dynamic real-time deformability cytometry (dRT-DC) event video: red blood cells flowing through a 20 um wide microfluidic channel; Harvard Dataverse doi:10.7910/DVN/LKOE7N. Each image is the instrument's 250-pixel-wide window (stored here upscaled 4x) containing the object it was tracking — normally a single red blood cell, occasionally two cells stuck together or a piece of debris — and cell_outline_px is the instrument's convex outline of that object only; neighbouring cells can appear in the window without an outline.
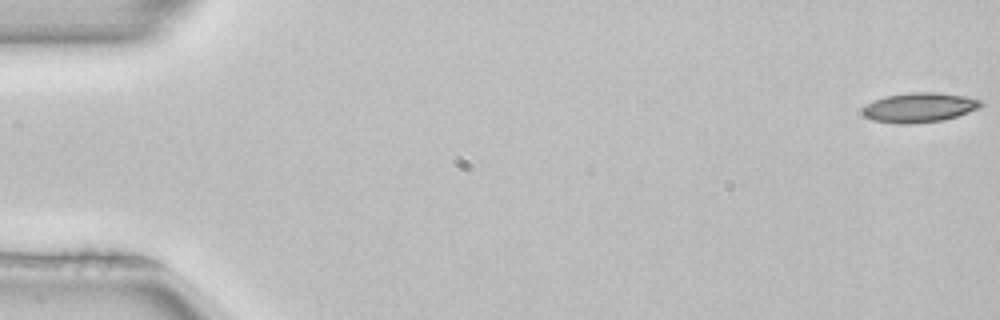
{"species": "common noctule bat (a hibernating species)", "species_latin": "Nyctalus noctula", "temperature_condition": "room temperature", "stored_images_in_passage": 52, "camera_frame_rate_fps": 3000, "um_per_image_px": 0.085, "animal": {"sex": "female", "body_mass_g": 22.7, "forearm_length_mm": 54.2}, "frame": {"image": 1, "passage_image": 1, "time_ms": 0.0, "image_size_px": [1000, 320], "cell_outline_px": [[984, 104], [980, 108], [944, 120], [908, 124], [896, 124], [872, 120], [864, 116], [860, 112], [868, 104], [884, 96], [916, 92], [936, 92], [964, 96], [980, 100]], "centroid_in_image_um": [78.14, 9.15], "position_along_channel_um": 6.9, "area_um2": 20.35}}
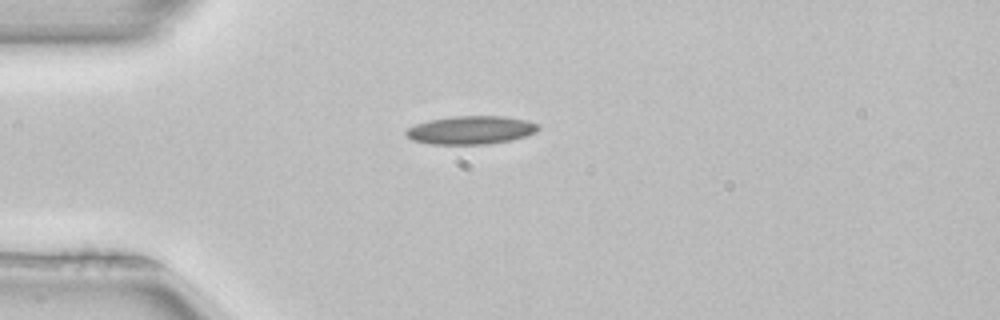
{"frame": {"image": 2, "passage_image": 14, "time_ms": 4.333, "image_size_px": [1000, 320], "cell_outline_px": [[540, 128], [536, 132], [512, 140], [488, 144], [432, 144], [412, 140], [404, 132], [408, 128], [416, 124], [428, 120], [452, 116], [500, 116], [524, 120], [540, 124]], "centroid_in_image_um": [40.02, 11.05], "position_along_channel_um": 45.0, "area_um2": 21.73}}
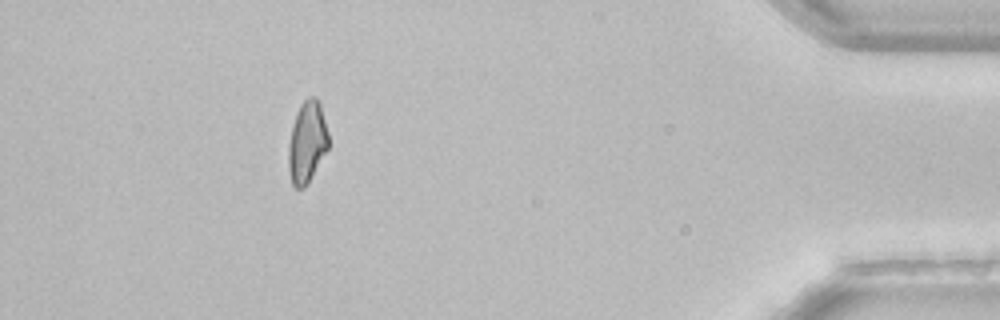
{"frame": {"image": 3, "passage_image": 47, "time_ms": 15.333, "image_size_px": [1000, 320], "cell_outline_px": [[328, 148], [308, 184], [304, 188], [296, 188], [292, 184], [288, 168], [288, 144], [296, 112], [300, 104], [308, 96], [316, 96], [320, 104], [328, 132]], "centroid_in_image_um": [26.09, 12.08], "position_along_channel_um": 409.1, "area_um2": 19.13}, "authors_computed_cell_mechanics": {"area_um2": 20.1722, "velocity_mm_per_s": 4.0043, "shape_relaxation_time_tau1_ms": 8.8187, "shape_relaxation_time_tau2_ms": null, "deformation_change_tau1": 0.2067, "deformation_change_tau2": null}}